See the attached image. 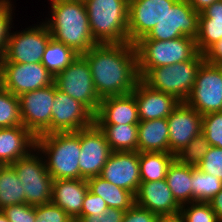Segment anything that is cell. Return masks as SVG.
Here are the masks:
<instances>
[{
	"label": "cell",
	"instance_id": "cell-1",
	"mask_svg": "<svg viewBox=\"0 0 222 222\" xmlns=\"http://www.w3.org/2000/svg\"><path fill=\"white\" fill-rule=\"evenodd\" d=\"M82 55L90 66L93 83L101 99L134 91L140 80L134 44H96Z\"/></svg>",
	"mask_w": 222,
	"mask_h": 222
},
{
	"label": "cell",
	"instance_id": "cell-2",
	"mask_svg": "<svg viewBox=\"0 0 222 222\" xmlns=\"http://www.w3.org/2000/svg\"><path fill=\"white\" fill-rule=\"evenodd\" d=\"M51 12L52 17L45 24L54 40L77 54L86 53L98 44L91 34L83 0H51Z\"/></svg>",
	"mask_w": 222,
	"mask_h": 222
},
{
	"label": "cell",
	"instance_id": "cell-3",
	"mask_svg": "<svg viewBox=\"0 0 222 222\" xmlns=\"http://www.w3.org/2000/svg\"><path fill=\"white\" fill-rule=\"evenodd\" d=\"M36 151L48 157L44 160L53 180L84 179L79 169L80 130L40 135L36 137Z\"/></svg>",
	"mask_w": 222,
	"mask_h": 222
},
{
	"label": "cell",
	"instance_id": "cell-4",
	"mask_svg": "<svg viewBox=\"0 0 222 222\" xmlns=\"http://www.w3.org/2000/svg\"><path fill=\"white\" fill-rule=\"evenodd\" d=\"M98 44L128 43L129 0H83Z\"/></svg>",
	"mask_w": 222,
	"mask_h": 222
},
{
	"label": "cell",
	"instance_id": "cell-5",
	"mask_svg": "<svg viewBox=\"0 0 222 222\" xmlns=\"http://www.w3.org/2000/svg\"><path fill=\"white\" fill-rule=\"evenodd\" d=\"M134 45L140 79L151 68L188 61L198 53L195 39L187 36L163 41L139 39Z\"/></svg>",
	"mask_w": 222,
	"mask_h": 222
},
{
	"label": "cell",
	"instance_id": "cell-6",
	"mask_svg": "<svg viewBox=\"0 0 222 222\" xmlns=\"http://www.w3.org/2000/svg\"><path fill=\"white\" fill-rule=\"evenodd\" d=\"M204 61V54L198 52L188 61L151 68L141 80L152 89L170 94L178 101L185 102Z\"/></svg>",
	"mask_w": 222,
	"mask_h": 222
},
{
	"label": "cell",
	"instance_id": "cell-7",
	"mask_svg": "<svg viewBox=\"0 0 222 222\" xmlns=\"http://www.w3.org/2000/svg\"><path fill=\"white\" fill-rule=\"evenodd\" d=\"M57 89L82 103L94 116L99 110L98 96L91 75L90 66L82 54L54 77Z\"/></svg>",
	"mask_w": 222,
	"mask_h": 222
},
{
	"label": "cell",
	"instance_id": "cell-8",
	"mask_svg": "<svg viewBox=\"0 0 222 222\" xmlns=\"http://www.w3.org/2000/svg\"><path fill=\"white\" fill-rule=\"evenodd\" d=\"M33 150L11 165L18 174L24 189L25 203L37 206L51 202L53 178L47 171L44 157H39Z\"/></svg>",
	"mask_w": 222,
	"mask_h": 222
},
{
	"label": "cell",
	"instance_id": "cell-9",
	"mask_svg": "<svg viewBox=\"0 0 222 222\" xmlns=\"http://www.w3.org/2000/svg\"><path fill=\"white\" fill-rule=\"evenodd\" d=\"M185 103L201 115L222 111V66L204 61Z\"/></svg>",
	"mask_w": 222,
	"mask_h": 222
},
{
	"label": "cell",
	"instance_id": "cell-10",
	"mask_svg": "<svg viewBox=\"0 0 222 222\" xmlns=\"http://www.w3.org/2000/svg\"><path fill=\"white\" fill-rule=\"evenodd\" d=\"M51 38V33L44 22L39 26L24 29L23 32H11L0 62L39 63Z\"/></svg>",
	"mask_w": 222,
	"mask_h": 222
},
{
	"label": "cell",
	"instance_id": "cell-11",
	"mask_svg": "<svg viewBox=\"0 0 222 222\" xmlns=\"http://www.w3.org/2000/svg\"><path fill=\"white\" fill-rule=\"evenodd\" d=\"M18 98L23 126L35 137L50 134L55 83L24 93Z\"/></svg>",
	"mask_w": 222,
	"mask_h": 222
},
{
	"label": "cell",
	"instance_id": "cell-12",
	"mask_svg": "<svg viewBox=\"0 0 222 222\" xmlns=\"http://www.w3.org/2000/svg\"><path fill=\"white\" fill-rule=\"evenodd\" d=\"M199 15L188 0H178L168 9L162 20L140 39L171 40L182 36L196 39L199 26Z\"/></svg>",
	"mask_w": 222,
	"mask_h": 222
},
{
	"label": "cell",
	"instance_id": "cell-13",
	"mask_svg": "<svg viewBox=\"0 0 222 222\" xmlns=\"http://www.w3.org/2000/svg\"><path fill=\"white\" fill-rule=\"evenodd\" d=\"M3 88L17 97L54 83V76L39 63L0 62Z\"/></svg>",
	"mask_w": 222,
	"mask_h": 222
},
{
	"label": "cell",
	"instance_id": "cell-14",
	"mask_svg": "<svg viewBox=\"0 0 222 222\" xmlns=\"http://www.w3.org/2000/svg\"><path fill=\"white\" fill-rule=\"evenodd\" d=\"M94 123V115L79 101L57 89L52 106L50 133L76 132Z\"/></svg>",
	"mask_w": 222,
	"mask_h": 222
},
{
	"label": "cell",
	"instance_id": "cell-15",
	"mask_svg": "<svg viewBox=\"0 0 222 222\" xmlns=\"http://www.w3.org/2000/svg\"><path fill=\"white\" fill-rule=\"evenodd\" d=\"M80 147L79 169L81 176L84 179L100 176L112 150L105 134L95 122L87 128L80 129Z\"/></svg>",
	"mask_w": 222,
	"mask_h": 222
},
{
	"label": "cell",
	"instance_id": "cell-16",
	"mask_svg": "<svg viewBox=\"0 0 222 222\" xmlns=\"http://www.w3.org/2000/svg\"><path fill=\"white\" fill-rule=\"evenodd\" d=\"M178 0H129L128 42L146 36Z\"/></svg>",
	"mask_w": 222,
	"mask_h": 222
},
{
	"label": "cell",
	"instance_id": "cell-17",
	"mask_svg": "<svg viewBox=\"0 0 222 222\" xmlns=\"http://www.w3.org/2000/svg\"><path fill=\"white\" fill-rule=\"evenodd\" d=\"M100 176L112 184L136 195L140 183L139 152H112Z\"/></svg>",
	"mask_w": 222,
	"mask_h": 222
},
{
	"label": "cell",
	"instance_id": "cell-18",
	"mask_svg": "<svg viewBox=\"0 0 222 222\" xmlns=\"http://www.w3.org/2000/svg\"><path fill=\"white\" fill-rule=\"evenodd\" d=\"M169 128V150L176 154L196 136L202 133V115L185 102L167 117Z\"/></svg>",
	"mask_w": 222,
	"mask_h": 222
},
{
	"label": "cell",
	"instance_id": "cell-19",
	"mask_svg": "<svg viewBox=\"0 0 222 222\" xmlns=\"http://www.w3.org/2000/svg\"><path fill=\"white\" fill-rule=\"evenodd\" d=\"M135 204L160 217L179 215L181 209L165 179L141 182L135 195Z\"/></svg>",
	"mask_w": 222,
	"mask_h": 222
},
{
	"label": "cell",
	"instance_id": "cell-20",
	"mask_svg": "<svg viewBox=\"0 0 222 222\" xmlns=\"http://www.w3.org/2000/svg\"><path fill=\"white\" fill-rule=\"evenodd\" d=\"M131 94L135 97L140 121L167 118L180 103L174 96L152 89L141 79Z\"/></svg>",
	"mask_w": 222,
	"mask_h": 222
},
{
	"label": "cell",
	"instance_id": "cell-21",
	"mask_svg": "<svg viewBox=\"0 0 222 222\" xmlns=\"http://www.w3.org/2000/svg\"><path fill=\"white\" fill-rule=\"evenodd\" d=\"M94 122L97 125H138L140 120L135 97L130 93L102 98Z\"/></svg>",
	"mask_w": 222,
	"mask_h": 222
},
{
	"label": "cell",
	"instance_id": "cell-22",
	"mask_svg": "<svg viewBox=\"0 0 222 222\" xmlns=\"http://www.w3.org/2000/svg\"><path fill=\"white\" fill-rule=\"evenodd\" d=\"M36 149V137L23 125L0 128V164H12Z\"/></svg>",
	"mask_w": 222,
	"mask_h": 222
},
{
	"label": "cell",
	"instance_id": "cell-23",
	"mask_svg": "<svg viewBox=\"0 0 222 222\" xmlns=\"http://www.w3.org/2000/svg\"><path fill=\"white\" fill-rule=\"evenodd\" d=\"M88 190L87 179L53 180L51 202L75 220L81 214L83 201Z\"/></svg>",
	"mask_w": 222,
	"mask_h": 222
},
{
	"label": "cell",
	"instance_id": "cell-24",
	"mask_svg": "<svg viewBox=\"0 0 222 222\" xmlns=\"http://www.w3.org/2000/svg\"><path fill=\"white\" fill-rule=\"evenodd\" d=\"M138 152L170 153L167 118L139 122Z\"/></svg>",
	"mask_w": 222,
	"mask_h": 222
},
{
	"label": "cell",
	"instance_id": "cell-25",
	"mask_svg": "<svg viewBox=\"0 0 222 222\" xmlns=\"http://www.w3.org/2000/svg\"><path fill=\"white\" fill-rule=\"evenodd\" d=\"M87 182L89 190L93 194L101 196L108 208L113 207L126 211L135 204V195L132 192L112 184L101 176L88 178Z\"/></svg>",
	"mask_w": 222,
	"mask_h": 222
},
{
	"label": "cell",
	"instance_id": "cell-26",
	"mask_svg": "<svg viewBox=\"0 0 222 222\" xmlns=\"http://www.w3.org/2000/svg\"><path fill=\"white\" fill-rule=\"evenodd\" d=\"M165 180L181 206L192 202V166L182 165L174 160L168 168Z\"/></svg>",
	"mask_w": 222,
	"mask_h": 222
},
{
	"label": "cell",
	"instance_id": "cell-27",
	"mask_svg": "<svg viewBox=\"0 0 222 222\" xmlns=\"http://www.w3.org/2000/svg\"><path fill=\"white\" fill-rule=\"evenodd\" d=\"M175 155L167 152H139V170L141 182L165 179Z\"/></svg>",
	"mask_w": 222,
	"mask_h": 222
},
{
	"label": "cell",
	"instance_id": "cell-28",
	"mask_svg": "<svg viewBox=\"0 0 222 222\" xmlns=\"http://www.w3.org/2000/svg\"><path fill=\"white\" fill-rule=\"evenodd\" d=\"M112 152L138 151V125H98Z\"/></svg>",
	"mask_w": 222,
	"mask_h": 222
},
{
	"label": "cell",
	"instance_id": "cell-29",
	"mask_svg": "<svg viewBox=\"0 0 222 222\" xmlns=\"http://www.w3.org/2000/svg\"><path fill=\"white\" fill-rule=\"evenodd\" d=\"M25 203V193L11 164L0 166V210Z\"/></svg>",
	"mask_w": 222,
	"mask_h": 222
},
{
	"label": "cell",
	"instance_id": "cell-30",
	"mask_svg": "<svg viewBox=\"0 0 222 222\" xmlns=\"http://www.w3.org/2000/svg\"><path fill=\"white\" fill-rule=\"evenodd\" d=\"M77 55L72 48L51 38L44 51L41 63L55 77L70 65Z\"/></svg>",
	"mask_w": 222,
	"mask_h": 222
},
{
	"label": "cell",
	"instance_id": "cell-31",
	"mask_svg": "<svg viewBox=\"0 0 222 222\" xmlns=\"http://www.w3.org/2000/svg\"><path fill=\"white\" fill-rule=\"evenodd\" d=\"M222 189V180L192 166V202H209Z\"/></svg>",
	"mask_w": 222,
	"mask_h": 222
},
{
	"label": "cell",
	"instance_id": "cell-32",
	"mask_svg": "<svg viewBox=\"0 0 222 222\" xmlns=\"http://www.w3.org/2000/svg\"><path fill=\"white\" fill-rule=\"evenodd\" d=\"M23 125L19 98L10 91L0 90V128Z\"/></svg>",
	"mask_w": 222,
	"mask_h": 222
},
{
	"label": "cell",
	"instance_id": "cell-33",
	"mask_svg": "<svg viewBox=\"0 0 222 222\" xmlns=\"http://www.w3.org/2000/svg\"><path fill=\"white\" fill-rule=\"evenodd\" d=\"M210 147L206 137L201 133L175 154V160L182 165L197 167Z\"/></svg>",
	"mask_w": 222,
	"mask_h": 222
},
{
	"label": "cell",
	"instance_id": "cell-34",
	"mask_svg": "<svg viewBox=\"0 0 222 222\" xmlns=\"http://www.w3.org/2000/svg\"><path fill=\"white\" fill-rule=\"evenodd\" d=\"M222 39V22L199 21L195 39L198 52L204 54L213 44Z\"/></svg>",
	"mask_w": 222,
	"mask_h": 222
},
{
	"label": "cell",
	"instance_id": "cell-35",
	"mask_svg": "<svg viewBox=\"0 0 222 222\" xmlns=\"http://www.w3.org/2000/svg\"><path fill=\"white\" fill-rule=\"evenodd\" d=\"M179 215L183 222H220L209 202L184 204L181 206Z\"/></svg>",
	"mask_w": 222,
	"mask_h": 222
},
{
	"label": "cell",
	"instance_id": "cell-36",
	"mask_svg": "<svg viewBox=\"0 0 222 222\" xmlns=\"http://www.w3.org/2000/svg\"><path fill=\"white\" fill-rule=\"evenodd\" d=\"M202 134L211 146L222 148V111L202 115Z\"/></svg>",
	"mask_w": 222,
	"mask_h": 222
},
{
	"label": "cell",
	"instance_id": "cell-37",
	"mask_svg": "<svg viewBox=\"0 0 222 222\" xmlns=\"http://www.w3.org/2000/svg\"><path fill=\"white\" fill-rule=\"evenodd\" d=\"M35 222H72L73 219L59 206L50 202L35 206Z\"/></svg>",
	"mask_w": 222,
	"mask_h": 222
},
{
	"label": "cell",
	"instance_id": "cell-38",
	"mask_svg": "<svg viewBox=\"0 0 222 222\" xmlns=\"http://www.w3.org/2000/svg\"><path fill=\"white\" fill-rule=\"evenodd\" d=\"M12 4L9 0L0 2V58L4 56L12 25Z\"/></svg>",
	"mask_w": 222,
	"mask_h": 222
},
{
	"label": "cell",
	"instance_id": "cell-39",
	"mask_svg": "<svg viewBox=\"0 0 222 222\" xmlns=\"http://www.w3.org/2000/svg\"><path fill=\"white\" fill-rule=\"evenodd\" d=\"M197 168L222 180V148L211 146Z\"/></svg>",
	"mask_w": 222,
	"mask_h": 222
},
{
	"label": "cell",
	"instance_id": "cell-40",
	"mask_svg": "<svg viewBox=\"0 0 222 222\" xmlns=\"http://www.w3.org/2000/svg\"><path fill=\"white\" fill-rule=\"evenodd\" d=\"M9 222H35V206L27 203L17 204L2 209Z\"/></svg>",
	"mask_w": 222,
	"mask_h": 222
},
{
	"label": "cell",
	"instance_id": "cell-41",
	"mask_svg": "<svg viewBox=\"0 0 222 222\" xmlns=\"http://www.w3.org/2000/svg\"><path fill=\"white\" fill-rule=\"evenodd\" d=\"M107 209L108 207L103 198L93 194L90 190H88L83 201L81 214L75 219V221L78 222L83 216H89L93 214L101 215Z\"/></svg>",
	"mask_w": 222,
	"mask_h": 222
},
{
	"label": "cell",
	"instance_id": "cell-42",
	"mask_svg": "<svg viewBox=\"0 0 222 222\" xmlns=\"http://www.w3.org/2000/svg\"><path fill=\"white\" fill-rule=\"evenodd\" d=\"M160 216L136 204L125 211L122 222H157Z\"/></svg>",
	"mask_w": 222,
	"mask_h": 222
},
{
	"label": "cell",
	"instance_id": "cell-43",
	"mask_svg": "<svg viewBox=\"0 0 222 222\" xmlns=\"http://www.w3.org/2000/svg\"><path fill=\"white\" fill-rule=\"evenodd\" d=\"M125 211L116 209V208H108L101 215H89L83 216L78 222H122Z\"/></svg>",
	"mask_w": 222,
	"mask_h": 222
},
{
	"label": "cell",
	"instance_id": "cell-44",
	"mask_svg": "<svg viewBox=\"0 0 222 222\" xmlns=\"http://www.w3.org/2000/svg\"><path fill=\"white\" fill-rule=\"evenodd\" d=\"M199 21L222 22V0L214 2L199 15Z\"/></svg>",
	"mask_w": 222,
	"mask_h": 222
},
{
	"label": "cell",
	"instance_id": "cell-45",
	"mask_svg": "<svg viewBox=\"0 0 222 222\" xmlns=\"http://www.w3.org/2000/svg\"><path fill=\"white\" fill-rule=\"evenodd\" d=\"M204 59L210 64L222 66V39L204 53Z\"/></svg>",
	"mask_w": 222,
	"mask_h": 222
},
{
	"label": "cell",
	"instance_id": "cell-46",
	"mask_svg": "<svg viewBox=\"0 0 222 222\" xmlns=\"http://www.w3.org/2000/svg\"><path fill=\"white\" fill-rule=\"evenodd\" d=\"M213 211L220 222H222V189L210 201Z\"/></svg>",
	"mask_w": 222,
	"mask_h": 222
},
{
	"label": "cell",
	"instance_id": "cell-47",
	"mask_svg": "<svg viewBox=\"0 0 222 222\" xmlns=\"http://www.w3.org/2000/svg\"><path fill=\"white\" fill-rule=\"evenodd\" d=\"M216 1L218 0H188L190 6L198 13H201Z\"/></svg>",
	"mask_w": 222,
	"mask_h": 222
},
{
	"label": "cell",
	"instance_id": "cell-48",
	"mask_svg": "<svg viewBox=\"0 0 222 222\" xmlns=\"http://www.w3.org/2000/svg\"><path fill=\"white\" fill-rule=\"evenodd\" d=\"M157 222H183L180 215L160 217Z\"/></svg>",
	"mask_w": 222,
	"mask_h": 222
},
{
	"label": "cell",
	"instance_id": "cell-49",
	"mask_svg": "<svg viewBox=\"0 0 222 222\" xmlns=\"http://www.w3.org/2000/svg\"><path fill=\"white\" fill-rule=\"evenodd\" d=\"M0 222H9L2 210H0Z\"/></svg>",
	"mask_w": 222,
	"mask_h": 222
},
{
	"label": "cell",
	"instance_id": "cell-50",
	"mask_svg": "<svg viewBox=\"0 0 222 222\" xmlns=\"http://www.w3.org/2000/svg\"><path fill=\"white\" fill-rule=\"evenodd\" d=\"M3 88V83H2V71L0 67V90Z\"/></svg>",
	"mask_w": 222,
	"mask_h": 222
}]
</instances>
